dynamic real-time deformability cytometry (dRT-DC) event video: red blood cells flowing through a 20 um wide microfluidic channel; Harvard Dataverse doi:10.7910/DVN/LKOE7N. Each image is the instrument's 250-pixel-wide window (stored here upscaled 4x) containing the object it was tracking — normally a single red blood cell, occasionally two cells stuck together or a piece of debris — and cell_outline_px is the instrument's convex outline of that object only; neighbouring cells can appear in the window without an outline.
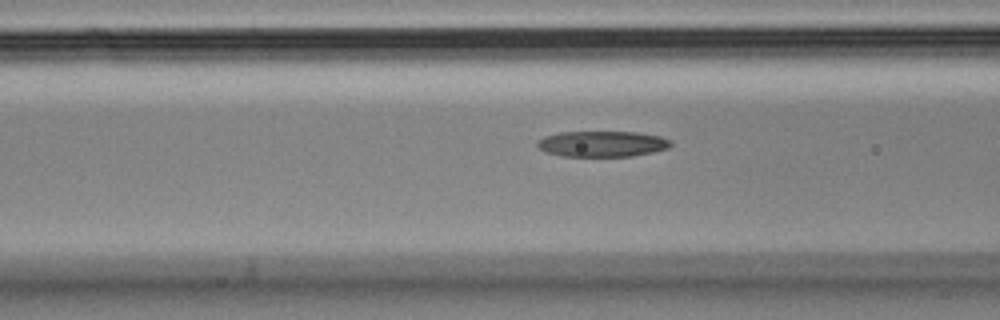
{"species": "Egyptian fruit bat (a non-hibernating species)", "species_latin": "Rousettus aegyptiacus", "temperature_condition": "cold", "stored_images_in_passage": 20, "camera_frame_rate_fps": 3000, "um_per_image_px": 0.085, "animal": {"sex": "male"}, "frame": {"image": 1, "passage_image": 15, "time_ms": 4.667, "image_size_px": [1000, 320], "cell_outline_px": [[672, 144], [668, 148], [652, 152], [632, 156], [560, 156], [544, 152], [536, 144], [536, 140], [544, 136], [560, 132], [636, 132], [660, 136], [672, 140]], "centroid_in_image_um": [51.16, 12.23], "position_along_channel_um": 115.4, "area_um2": 20.17}}